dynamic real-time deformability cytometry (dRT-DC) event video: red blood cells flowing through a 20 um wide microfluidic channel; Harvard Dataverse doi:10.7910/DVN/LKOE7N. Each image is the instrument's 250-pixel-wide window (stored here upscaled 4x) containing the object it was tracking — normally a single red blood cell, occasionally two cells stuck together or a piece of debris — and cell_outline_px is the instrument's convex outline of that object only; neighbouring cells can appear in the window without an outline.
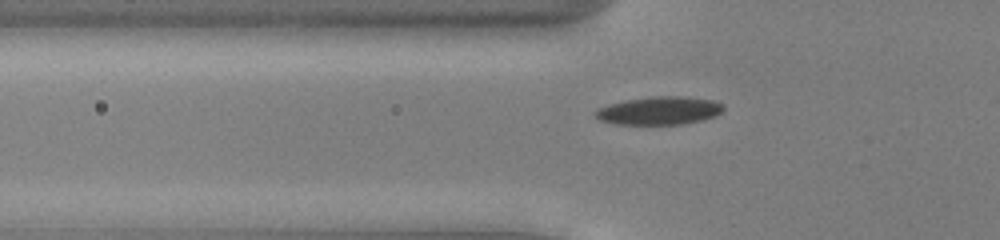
{"species": "common noctule bat (a hibernating species)", "species_latin": "Nyctalus noctula", "temperature_condition": "cold", "stored_images_in_passage": 44, "camera_frame_rate_fps": 3000, "um_per_image_px": 0.085, "animal": {"sex": "male", "body_mass_g": 13.0, "forearm_length_mm": 53.1}, "frame": {"image": 1, "passage_image": 9, "time_ms": 2.667, "image_size_px": [1000, 240], "cell_outline_px": [[724, 108], [716, 116], [704, 120], [684, 124], [616, 124], [600, 120], [592, 112], [596, 108], [608, 104], [624, 100], [652, 96], [684, 96], [712, 100], [724, 104]], "centroid_in_image_um": [56.03, 9.4], "position_along_channel_um": 69.8, "area_um2": 21.21}}
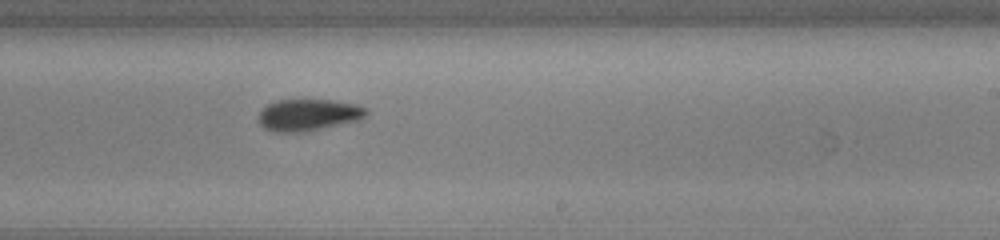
{"frame": {"image": 2, "passage_image": 24, "time_ms": 7.667, "image_size_px": [1000, 240], "cell_outline_px": [[368, 112], [360, 120], [304, 132], [276, 132], [264, 128], [260, 124], [260, 112], [268, 104], [276, 100], [332, 100], [356, 104], [368, 108]], "centroid_in_image_um": [26.24, 9.76], "position_along_channel_um": 262.8, "area_um2": 19.83}}
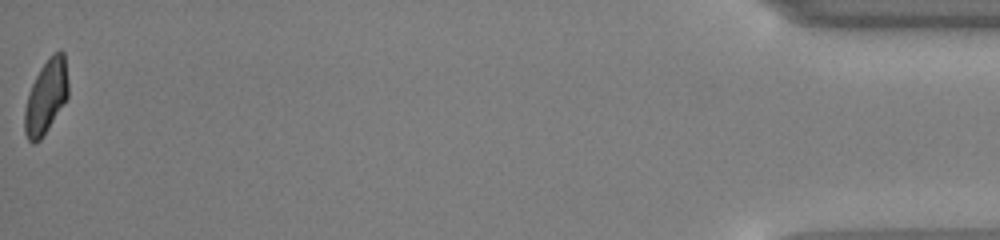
{"frame": {"image": 3, "passage_image": 44, "time_ms": 14.333, "image_size_px": [1000, 240], "cell_outline_px": [[68, 96], [48, 128], [40, 140], [32, 144], [28, 140], [24, 132], [24, 112], [28, 92], [40, 68], [52, 52], [60, 48], [64, 52], [68, 80]], "centroid_in_image_um": [3.91, 8.18], "position_along_channel_um": 431.3, "area_um2": 18.84}, "authors_computed_cell_mechanics": {"area_um2": 19.8254, "velocity_mm_per_s": 3.8907, "shape_relaxation_time_tau1_ms": 3.6255, "shape_relaxation_time_tau2_ms": 3.9194, "deformation_change_tau1": 0.113, "deformation_change_tau2": 0.0912}}